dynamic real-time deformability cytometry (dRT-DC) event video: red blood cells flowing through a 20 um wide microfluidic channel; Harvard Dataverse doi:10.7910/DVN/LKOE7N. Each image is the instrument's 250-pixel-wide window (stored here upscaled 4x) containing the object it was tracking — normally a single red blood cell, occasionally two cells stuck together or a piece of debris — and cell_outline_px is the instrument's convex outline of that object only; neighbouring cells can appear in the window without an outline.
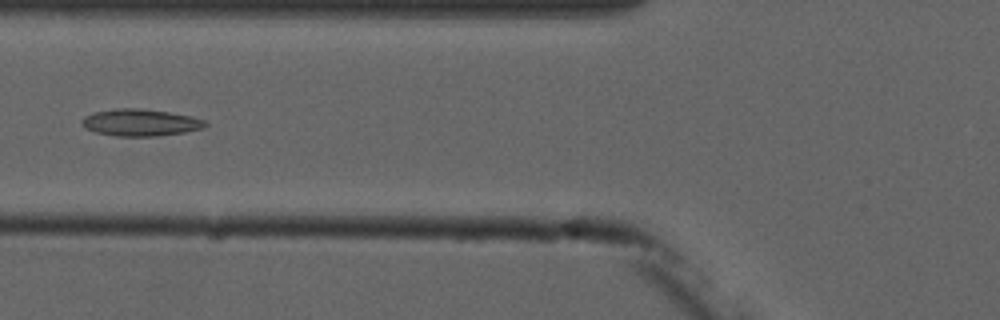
{"species": "common noctule bat (a hibernating species)", "species_latin": "Nyctalus noctula", "temperature_condition": "cold", "stored_images_in_passage": 6, "camera_frame_rate_fps": 3000, "um_per_image_px": 0.085, "animal": {"sex": "male", "forearm_length_mm": 52.5}, "frame": {"image": 1, "passage_image": 6, "time_ms": 6.0, "image_size_px": [1000, 320], "cell_outline_px": [[208, 124], [204, 128], [184, 132], [156, 136], [116, 136], [96, 132], [84, 128], [80, 120], [84, 116], [92, 112], [116, 108], [140, 108], [168, 112], [192, 116], [204, 120]], "centroid_in_image_um": [11.9, 10.41], "position_along_channel_um": 113.9, "area_um2": 19.48}}